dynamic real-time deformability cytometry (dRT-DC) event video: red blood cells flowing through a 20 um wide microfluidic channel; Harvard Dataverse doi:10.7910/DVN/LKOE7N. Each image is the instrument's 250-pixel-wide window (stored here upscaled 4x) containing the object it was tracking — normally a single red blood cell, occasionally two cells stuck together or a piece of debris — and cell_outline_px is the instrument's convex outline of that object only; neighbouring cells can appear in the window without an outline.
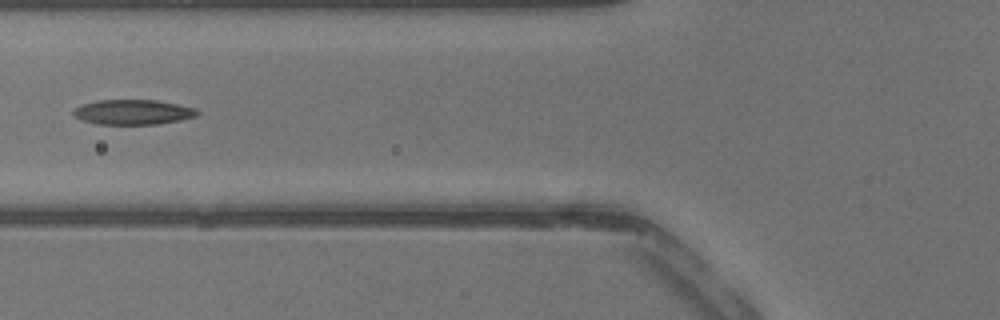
{"species": "common noctule bat (a hibernating species)", "species_latin": "Nyctalus noctula", "temperature_condition": "warm", "stored_images_in_passage": 40, "segment_of_instrument_passage": [2, 2], "camera_frame_rate_fps": 3000, "um_per_image_px": 0.085, "animal": {"sex": "male", "body_mass_g": 13.3}, "frame": {"image": 1, "passage_image": 15, "time_ms": 4.667, "image_size_px": [1000, 320], "cell_outline_px": [[200, 112], [196, 116], [180, 120], [156, 124], [96, 124], [84, 120], [76, 116], [72, 112], [80, 104], [96, 100], [156, 100], [196, 108]], "centroid_in_image_um": [11.31, 9.52], "position_along_channel_um": 114.5, "area_um2": 17.92}}
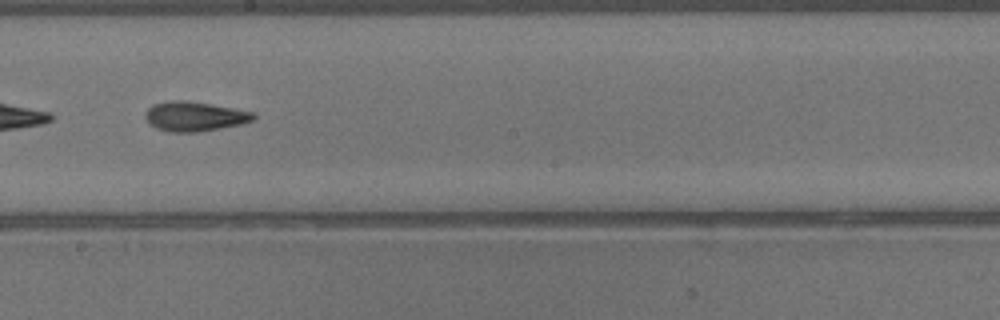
{"frame": {"image": 2, "passage_image": 22, "time_ms": 7.0, "image_size_px": [1000, 320], "cell_outline_px": [[256, 116], [252, 120], [240, 124], [220, 128], [196, 132], [172, 132], [156, 128], [148, 124], [144, 116], [144, 112], [152, 104], [172, 100], [184, 100], [256, 112]], "centroid_in_image_um": [16.49, 9.89], "position_along_channel_um": 231.7, "area_um2": 18.61}}
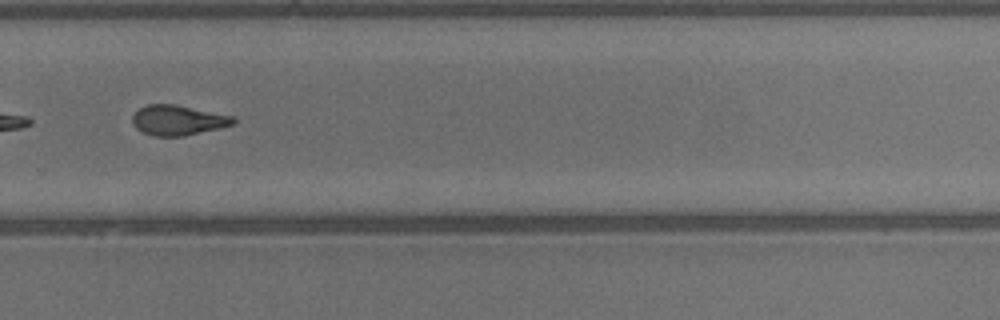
{"frame": {"image": 3, "passage_image": 27, "time_ms": 8.667, "image_size_px": [1000, 320], "cell_outline_px": [[236, 124], [220, 128], [184, 136], [152, 136], [136, 128], [132, 124], [132, 116], [144, 104], [176, 104], [236, 116]], "centroid_in_image_um": [15.16, 10.21], "position_along_channel_um": 314.6, "area_um2": 17.98}}